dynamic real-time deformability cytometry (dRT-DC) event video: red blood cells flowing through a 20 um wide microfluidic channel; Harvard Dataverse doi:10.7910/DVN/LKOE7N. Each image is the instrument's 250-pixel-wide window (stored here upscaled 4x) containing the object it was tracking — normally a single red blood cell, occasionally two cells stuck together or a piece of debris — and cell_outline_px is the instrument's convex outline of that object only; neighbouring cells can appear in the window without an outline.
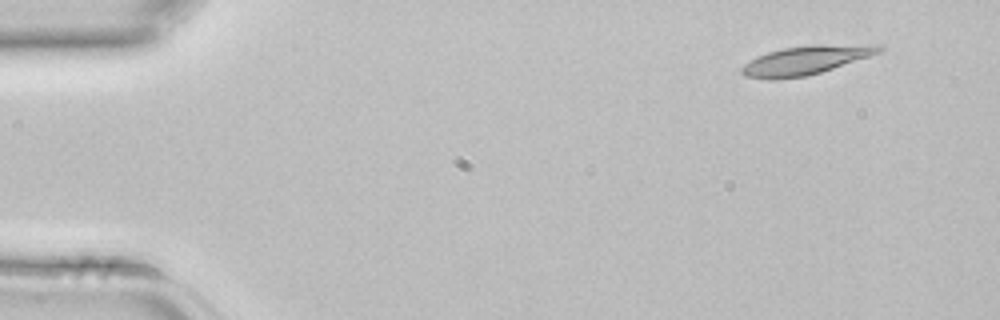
{"species": "common noctule bat (a hibernating species)", "species_latin": "Nyctalus noctula", "temperature_condition": "room temperature", "stored_images_in_passage": 5, "camera_frame_rate_fps": 3000, "um_per_image_px": 0.085, "animal": {"sex": "female", "body_mass_g": 22.7, "forearm_length_mm": 54.2}, "frame": {"image": 1, "passage_image": 1, "time_ms": 0.0, "image_size_px": [1000, 320], "cell_outline_px": [[884, 48], [880, 52], [820, 72], [804, 76], [772, 80], [768, 80], [744, 76], [740, 72], [740, 68], [744, 64], [768, 52], [784, 48], [816, 44], [880, 44]], "centroid_in_image_um": [68.48, 5.11], "position_along_channel_um": 16.5, "area_um2": 22.83}}
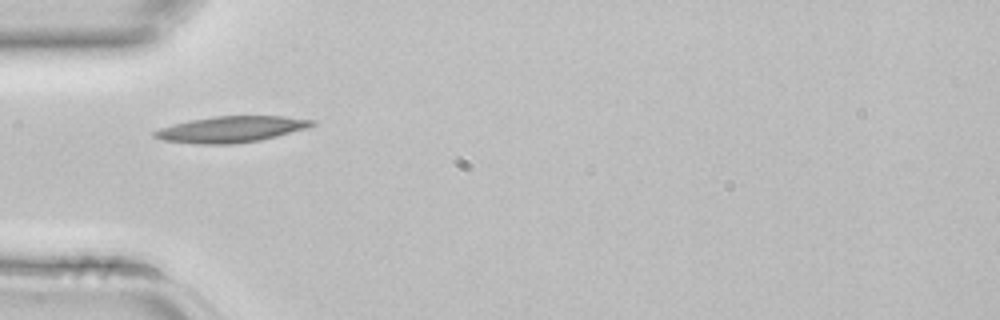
{"frame": {"image": 2, "passage_image": 4, "time_ms": 1.0, "image_size_px": [1000, 320], "cell_outline_px": [[316, 124], [308, 128], [260, 140], [232, 144], [196, 144], [160, 140], [152, 136], [152, 132], [160, 128], [192, 120], [212, 116], [284, 116], [316, 120]], "centroid_in_image_um": [19.66, 10.99], "position_along_channel_um": 65.3, "area_um2": 23.99}}